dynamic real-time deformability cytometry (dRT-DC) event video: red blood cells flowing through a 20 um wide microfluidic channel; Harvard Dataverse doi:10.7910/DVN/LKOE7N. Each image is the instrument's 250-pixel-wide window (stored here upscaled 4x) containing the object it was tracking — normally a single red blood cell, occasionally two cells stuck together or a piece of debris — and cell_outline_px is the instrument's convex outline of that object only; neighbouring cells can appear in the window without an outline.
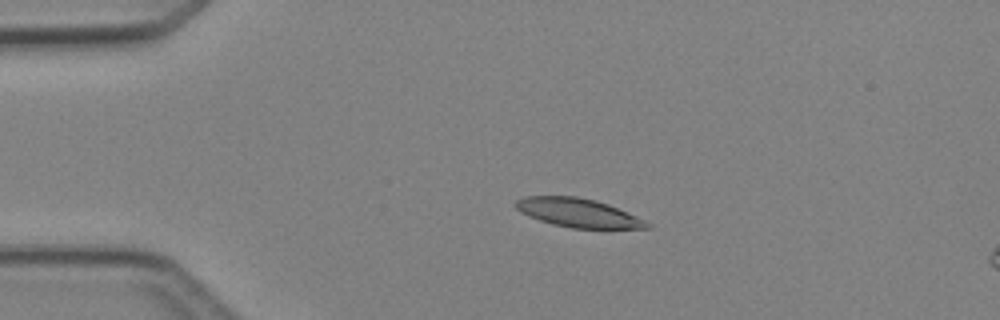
{"species": "Egyptian fruit bat (a non-hibernating species)", "species_latin": "Rousettus aegyptiacus", "temperature_condition": "cold", "stored_images_in_passage": 3, "camera_frame_rate_fps": 3000, "um_per_image_px": 0.085, "animal": {"sex": "female"}, "frame": {"image": 1, "passage_image": 1, "time_ms": 0.0, "image_size_px": [1000, 320], "cell_outline_px": [[652, 228], [572, 228], [552, 224], [528, 216], [520, 212], [512, 204], [516, 200], [524, 196], [576, 196], [596, 200], [608, 204], [644, 220], [652, 224]], "centroid_in_image_um": [49.09, 18.08], "position_along_channel_um": 35.9, "area_um2": 21.96}}